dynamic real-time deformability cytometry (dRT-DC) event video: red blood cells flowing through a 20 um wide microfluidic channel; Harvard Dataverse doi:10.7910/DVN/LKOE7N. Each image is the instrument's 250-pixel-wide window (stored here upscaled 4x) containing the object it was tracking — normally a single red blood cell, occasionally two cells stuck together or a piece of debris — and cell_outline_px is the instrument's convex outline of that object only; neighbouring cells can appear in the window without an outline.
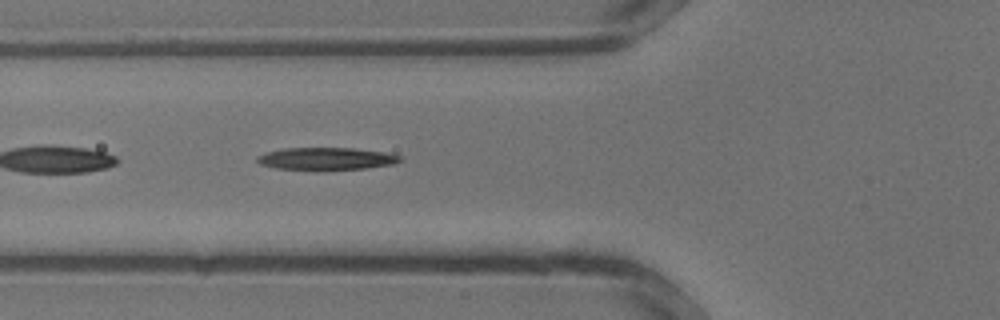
{"species": "common noctule bat (a hibernating species)", "species_latin": "Nyctalus noctula", "temperature_condition": "warm", "stored_images_in_passage": 29, "segment_of_instrument_passage": [2, 2], "camera_frame_rate_fps": 3000, "um_per_image_px": 0.085, "animal": {"sex": "male", "body_mass_g": 13.3}, "frame": {"image": 1, "passage_image": 8, "time_ms": 2.333, "image_size_px": [1000, 320], "cell_outline_px": [[400, 160], [392, 164], [364, 168], [316, 172], [276, 168], [260, 164], [256, 160], [256, 156], [264, 152], [284, 148], [352, 148], [384, 152], [400, 156]], "centroid_in_image_um": [27.63, 13.51], "position_along_channel_um": 98.2, "area_um2": 19.13}}
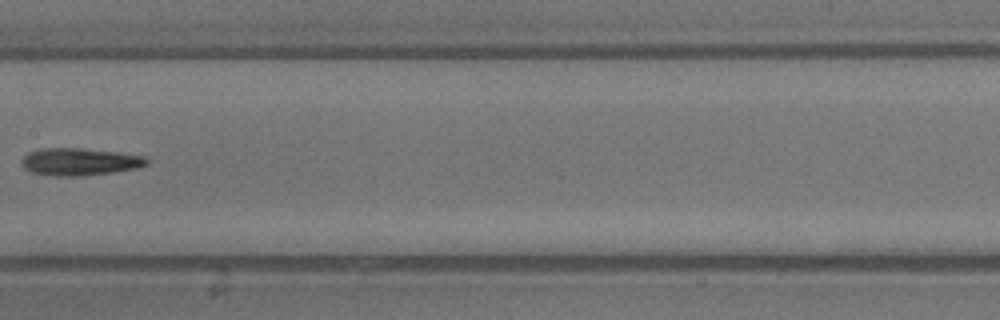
{"frame": {"image": 2, "passage_image": 13, "time_ms": 4.0, "image_size_px": [1000, 320], "cell_outline_px": [[148, 164], [136, 168], [112, 172], [80, 176], [56, 176], [32, 172], [24, 168], [20, 164], [20, 160], [28, 152], [40, 148], [80, 148], [116, 152], [148, 156]], "centroid_in_image_um": [6.75, 13.74], "position_along_channel_um": 200.6, "area_um2": 20.0}}
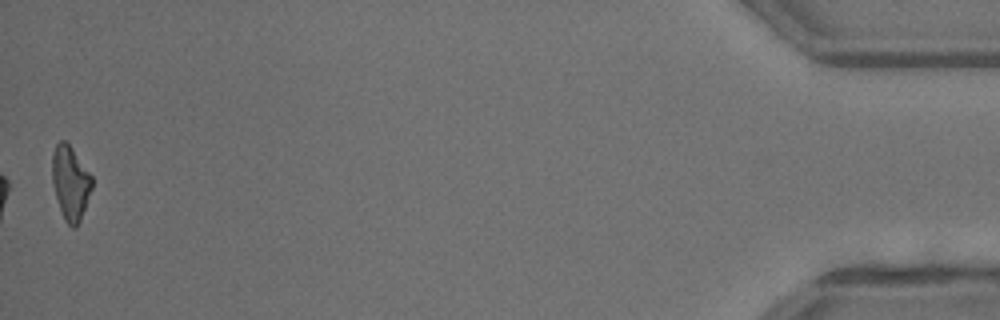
{"frame": {"image": 3, "passage_image": 29, "time_ms": 9.333, "image_size_px": [1000, 320], "cell_outline_px": [[92, 188], [80, 220], [76, 228], [72, 228], [64, 220], [56, 196], [52, 180], [52, 156], [56, 144], [60, 140], [64, 140], [72, 148], [92, 176]], "centroid_in_image_um": [5.98, 15.54], "position_along_channel_um": 429.2, "area_um2": 16.94}}